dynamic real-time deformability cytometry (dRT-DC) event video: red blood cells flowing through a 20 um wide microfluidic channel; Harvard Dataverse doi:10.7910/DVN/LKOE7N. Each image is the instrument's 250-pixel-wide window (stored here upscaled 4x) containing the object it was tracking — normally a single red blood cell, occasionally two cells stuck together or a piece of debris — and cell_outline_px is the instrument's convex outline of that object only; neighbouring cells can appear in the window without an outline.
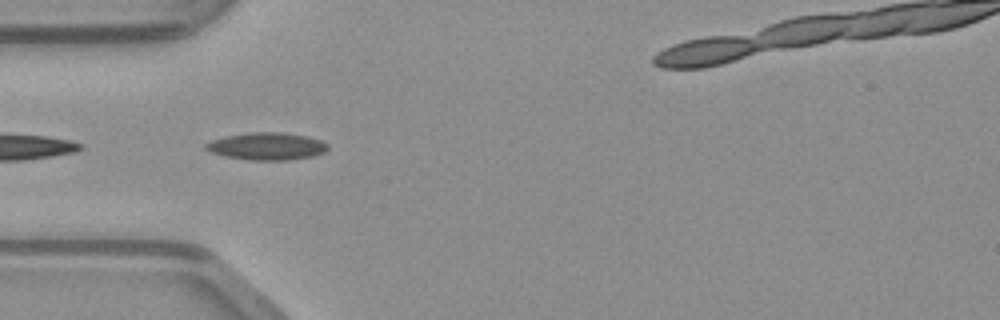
{"species": "common noctule bat (a hibernating species)", "species_latin": "Nyctalus noctula", "temperature_condition": "warm", "stored_images_in_passage": 7, "camera_frame_rate_fps": 3000, "um_per_image_px": 0.085, "animal": {"sex": "male", "body_mass_g": 23.1, "forearm_length_mm": 52.7}, "frame": {"image": 1, "passage_image": 4, "time_ms": 1.0, "image_size_px": [1000, 320], "cell_outline_px": [[328, 148], [324, 152], [312, 156], [288, 160], [248, 160], [224, 156], [212, 152], [204, 148], [204, 144], [212, 140], [224, 136], [248, 132], [284, 132], [308, 136], [320, 140], [328, 144]], "centroid_in_image_um": [22.67, 12.42], "position_along_channel_um": 62.3, "area_um2": 19.59}}